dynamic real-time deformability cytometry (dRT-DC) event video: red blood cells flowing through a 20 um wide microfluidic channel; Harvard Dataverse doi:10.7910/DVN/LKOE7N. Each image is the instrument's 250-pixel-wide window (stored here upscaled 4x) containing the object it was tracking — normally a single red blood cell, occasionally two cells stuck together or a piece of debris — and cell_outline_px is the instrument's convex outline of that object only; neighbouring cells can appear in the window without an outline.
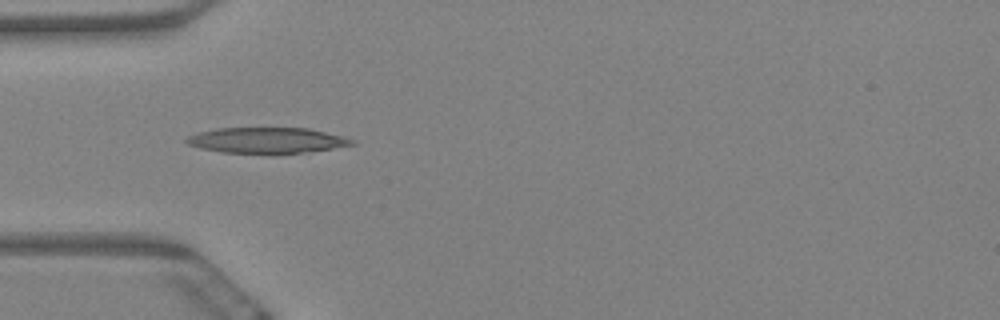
{"species": "Egyptian fruit bat (a non-hibernating species)", "species_latin": "Rousettus aegyptiacus", "temperature_condition": "warm", "stored_images_in_passage": 6, "camera_frame_rate_fps": 3000, "um_per_image_px": 0.085, "animal": {"sex": "female"}, "frame": {"image": 1, "passage_image": 5, "time_ms": 1.333, "image_size_px": [1000, 320], "cell_outline_px": [[356, 144], [332, 148], [300, 152], [224, 152], [200, 148], [188, 144], [184, 140], [188, 136], [200, 132], [216, 128], [308, 128], [344, 136], [352, 140]], "centroid_in_image_um": [22.66, 11.9], "position_along_channel_um": 62.3, "area_um2": 24.1}}
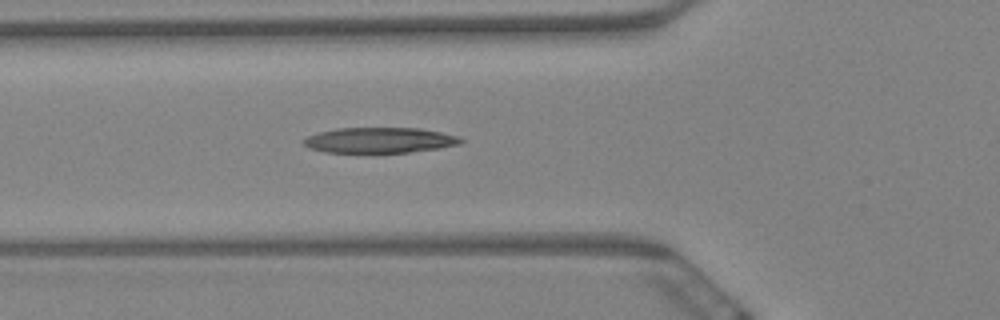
{"frame": {"image": 2, "passage_image": 6, "time_ms": 1.667, "image_size_px": [1000, 320], "cell_outline_px": [[464, 140], [460, 144], [436, 148], [408, 152], [324, 152], [312, 148], [304, 144], [304, 140], [308, 136], [320, 132], [336, 128], [420, 128], [440, 132], [456, 136]], "centroid_in_image_um": [32.27, 11.91], "position_along_channel_um": 93.5, "area_um2": 22.89}}